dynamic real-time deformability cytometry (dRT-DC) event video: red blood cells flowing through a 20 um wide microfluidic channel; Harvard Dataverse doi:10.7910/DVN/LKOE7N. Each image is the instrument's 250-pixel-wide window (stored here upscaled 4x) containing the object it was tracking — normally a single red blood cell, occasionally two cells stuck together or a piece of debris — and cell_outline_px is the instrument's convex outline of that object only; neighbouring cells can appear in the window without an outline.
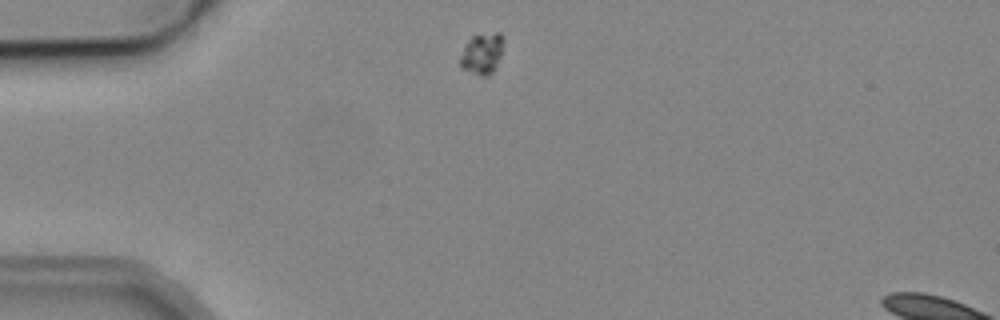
{"species": "common noctule bat (a hibernating species)", "species_latin": "Nyctalus noctula", "temperature_condition": "cold", "stored_images_in_passage": 2, "camera_frame_rate_fps": 3000, "um_per_image_px": 0.085, "animal": {"sex": "male", "body_mass_g": 19.2, "forearm_length_mm": 51.8}, "frame": {"image": 1, "passage_image": 1, "time_ms": 0.0, "image_size_px": [1000, 320], "cell_outline_px": [[504, 40], [500, 56], [492, 72], [488, 76], [480, 76], [460, 68], [460, 56], [464, 44], [472, 36], [496, 32], [500, 32], [504, 36]], "centroid_in_image_um": [40.96, 4.54], "position_along_channel_um": 44.0, "area_um2": 10.46}}